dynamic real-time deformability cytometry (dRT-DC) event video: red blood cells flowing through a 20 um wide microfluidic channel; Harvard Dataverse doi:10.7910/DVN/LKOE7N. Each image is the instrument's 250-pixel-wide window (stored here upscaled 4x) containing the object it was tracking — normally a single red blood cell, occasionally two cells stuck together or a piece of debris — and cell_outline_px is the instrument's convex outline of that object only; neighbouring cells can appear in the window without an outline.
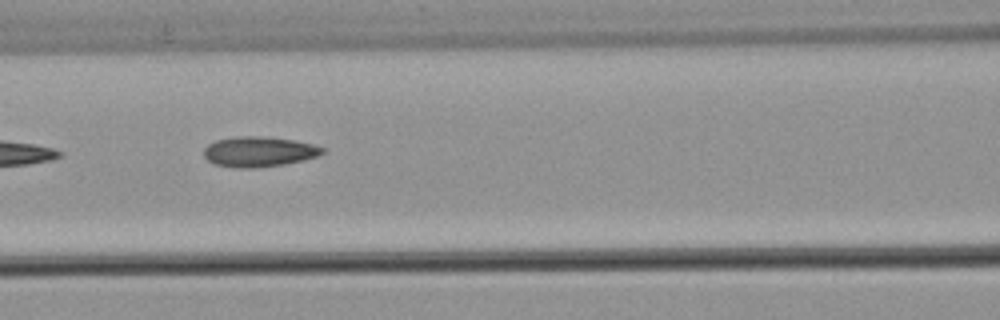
{"species": "common noctule bat (a hibernating species)", "species_latin": "Nyctalus noctula", "temperature_condition": "warm", "stored_images_in_passage": 8, "camera_frame_rate_fps": 3000, "um_per_image_px": 0.085, "animal": {"sex": "male", "body_mass_g": 21.5, "forearm_length_mm": 52.0}, "frame": {"image": 1, "passage_image": 6, "time_ms": 1.667, "image_size_px": [1000, 320], "cell_outline_px": [[324, 152], [316, 156], [304, 160], [284, 164], [256, 168], [236, 168], [212, 164], [204, 156], [204, 148], [208, 144], [216, 140], [236, 136], [260, 136], [296, 140], [312, 144], [324, 148]], "centroid_in_image_um": [21.98, 12.89], "position_along_channel_um": 144.6, "area_um2": 20.98}}